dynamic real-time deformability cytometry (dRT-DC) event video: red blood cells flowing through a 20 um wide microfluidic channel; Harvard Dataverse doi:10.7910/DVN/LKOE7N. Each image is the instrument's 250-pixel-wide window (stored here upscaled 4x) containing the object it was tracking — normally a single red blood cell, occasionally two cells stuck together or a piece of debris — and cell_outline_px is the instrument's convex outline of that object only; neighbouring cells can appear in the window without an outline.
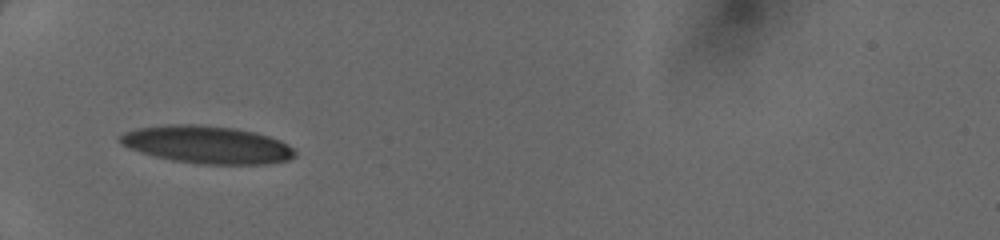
{"species": "human", "species_latin": "Homo sapiens", "temperature_condition": "cold", "stored_images_in_passage": 31, "camera_frame_rate_fps": 3000, "um_per_image_px": 0.085, "donor": {"sex": "female"}, "frame": {"image": 1, "passage_image": 1, "time_ms": 0.0, "image_size_px": [1000, 240], "cell_outline_px": [[296, 156], [288, 160], [268, 164], [200, 164], [172, 160], [140, 152], [128, 148], [120, 144], [120, 136], [124, 132], [136, 128], [172, 124], [196, 124], [236, 128], [268, 136], [280, 140], [292, 148], [296, 152]], "centroid_in_image_um": [17.59, 12.3], "position_along_channel_um": 67.4, "area_um2": 38.26}}
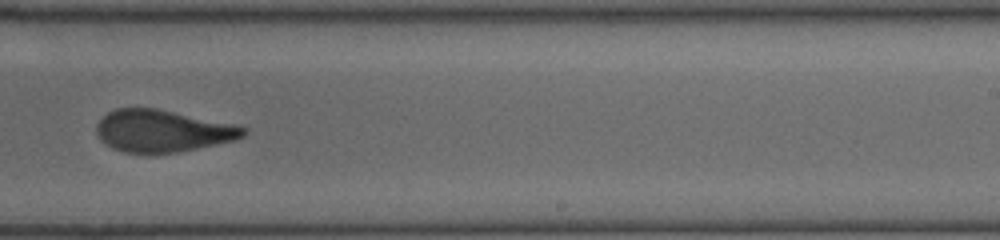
{"frame": {"image": 2, "passage_image": 16, "time_ms": 5.0, "image_size_px": [1000, 240], "cell_outline_px": [[248, 132], [244, 136], [236, 140], [176, 152], [124, 152], [112, 148], [100, 140], [96, 132], [96, 124], [108, 112], [116, 108], [156, 108], [232, 124], [248, 128]], "centroid_in_image_um": [13.8, 11.12], "position_along_channel_um": 275.2, "area_um2": 35.6}}
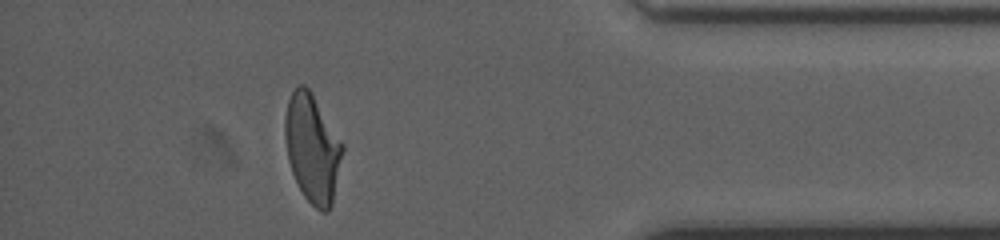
{"frame": {"image": 3, "passage_image": 27, "time_ms": 8.667, "image_size_px": [1000, 240], "cell_outline_px": [[344, 148], [332, 204], [328, 212], [320, 212], [304, 196], [292, 172], [288, 160], [284, 136], [284, 116], [288, 100], [292, 92], [300, 84], [304, 84], [312, 92], [344, 144]], "centroid_in_image_um": [26.55, 12.58], "position_along_channel_um": 408.7, "area_um2": 36.36}}